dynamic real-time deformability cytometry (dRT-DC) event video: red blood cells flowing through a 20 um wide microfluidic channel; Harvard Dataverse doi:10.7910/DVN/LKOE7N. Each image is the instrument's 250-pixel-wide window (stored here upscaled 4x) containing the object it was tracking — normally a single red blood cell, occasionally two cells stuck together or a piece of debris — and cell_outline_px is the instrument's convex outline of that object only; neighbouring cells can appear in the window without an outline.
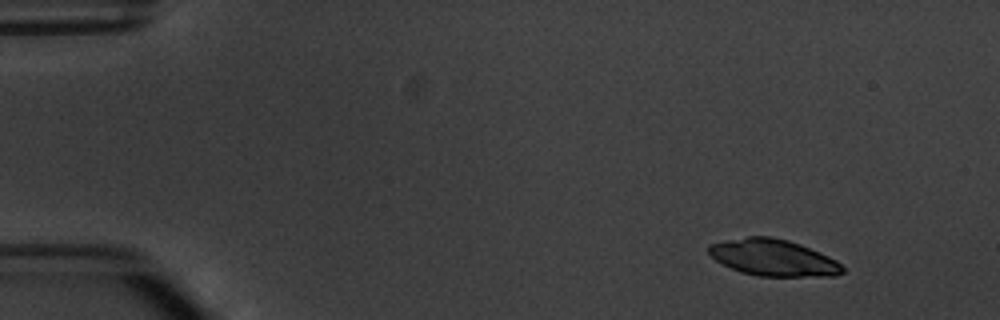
{"species": "common noctule bat (a hibernating species)", "species_latin": "Nyctalus noctula", "temperature_condition": "warm", "stored_images_in_passage": 3, "camera_frame_rate_fps": 3000, "um_per_image_px": 0.085, "animal": {"sex": "male", "body_mass_g": 20.1, "forearm_length_mm": 53.5}, "frame": {"image": 1, "passage_image": 1, "time_ms": 0.0, "image_size_px": [1000, 320], "cell_outline_px": [[844, 272], [836, 276], [760, 276], [740, 272], [716, 260], [708, 252], [708, 244], [724, 240], [748, 236], [772, 236], [788, 240], [800, 244], [820, 252], [836, 260], [844, 268]], "centroid_in_image_um": [65.73, 21.89], "position_along_channel_um": 19.3, "area_um2": 28.55}}